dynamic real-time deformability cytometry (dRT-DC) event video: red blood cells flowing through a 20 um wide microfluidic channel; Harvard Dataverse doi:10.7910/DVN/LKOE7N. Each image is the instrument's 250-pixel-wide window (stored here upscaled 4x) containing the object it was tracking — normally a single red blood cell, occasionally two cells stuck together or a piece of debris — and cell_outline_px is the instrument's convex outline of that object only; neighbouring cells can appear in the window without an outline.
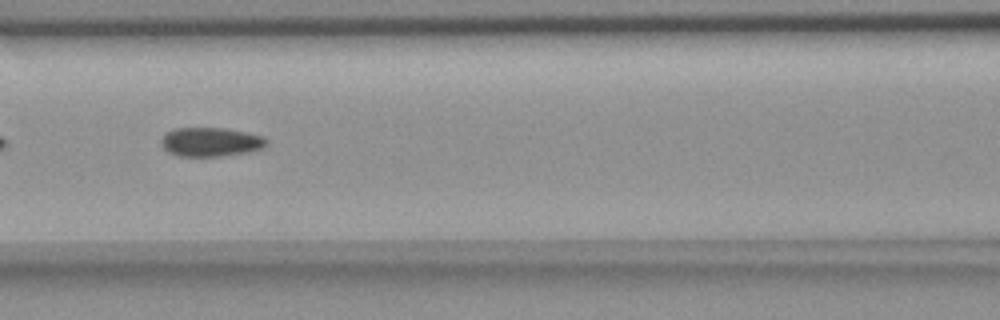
{"species": "common noctule bat (a hibernating species)", "species_latin": "Nyctalus noctula", "temperature_condition": "room temperature", "stored_images_in_passage": 19, "camera_frame_rate_fps": 3000, "um_per_image_px": 0.085, "animal": {"sex": "female", "body_mass_g": 18.4}, "frame": {"image": 1, "passage_image": 9, "time_ms": 2.667, "image_size_px": [1000, 320], "cell_outline_px": [[268, 144], [260, 148], [248, 152], [220, 156], [180, 156], [168, 152], [164, 148], [160, 140], [168, 132], [176, 128], [224, 128], [264, 136], [268, 140]], "centroid_in_image_um": [17.92, 12.06], "position_along_channel_um": 148.7, "area_um2": 17.63}}
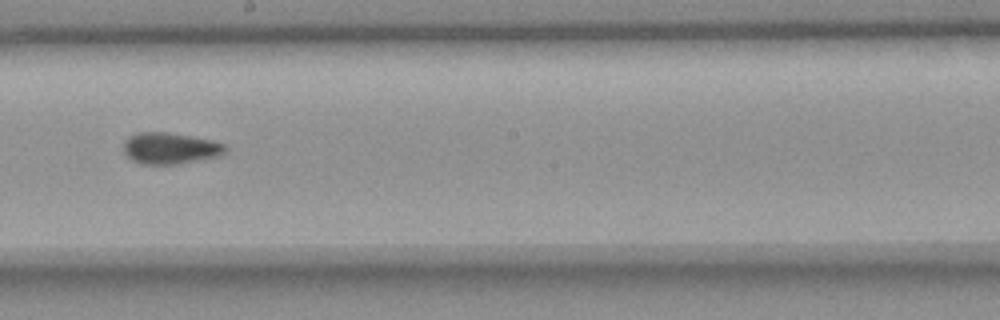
{"frame": {"image": 2, "passage_image": 16, "time_ms": 5.0, "image_size_px": [1000, 320], "cell_outline_px": [[228, 148], [220, 156], [176, 164], [140, 164], [132, 160], [124, 152], [124, 140], [128, 136], [136, 132], [168, 132], [192, 136], [212, 140], [224, 144]], "centroid_in_image_um": [14.45, 12.59], "position_along_channel_um": 233.8, "area_um2": 18.73}}